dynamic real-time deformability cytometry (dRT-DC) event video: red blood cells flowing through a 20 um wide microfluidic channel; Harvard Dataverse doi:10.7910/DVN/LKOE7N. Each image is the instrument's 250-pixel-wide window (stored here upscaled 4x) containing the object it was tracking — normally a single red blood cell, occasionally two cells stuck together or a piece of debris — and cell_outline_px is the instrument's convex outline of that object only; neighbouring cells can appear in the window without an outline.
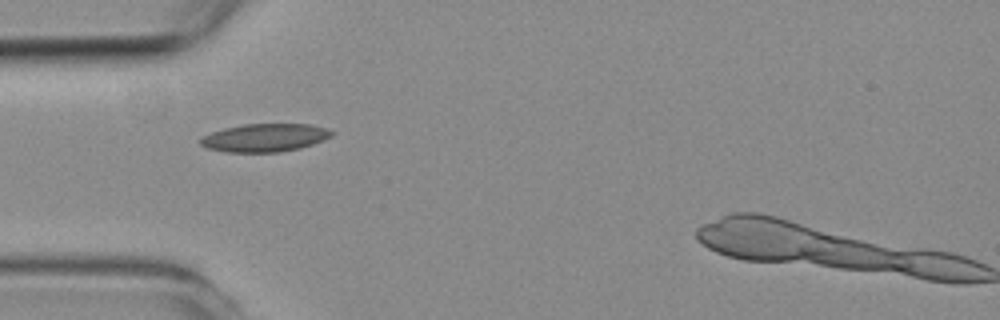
{"species": "common noctule bat (a hibernating species)", "species_latin": "Nyctalus noctula", "temperature_condition": "room temperature", "stored_images_in_passage": 4, "camera_frame_rate_fps": 3000, "um_per_image_px": 0.085, "animal": {"sex": "female", "body_mass_g": 19.3, "forearm_length_mm": 54.1}, "frame": {"image": 1, "passage_image": 1, "time_ms": 0.0, "image_size_px": [1000, 320], "cell_outline_px": [[332, 136], [312, 144], [300, 148], [280, 152], [224, 152], [208, 148], [200, 144], [200, 140], [204, 136], [212, 132], [224, 128], [244, 124], [308, 124], [324, 128], [332, 132]], "centroid_in_image_um": [22.48, 11.71], "position_along_channel_um": 62.5, "area_um2": 21.21}}
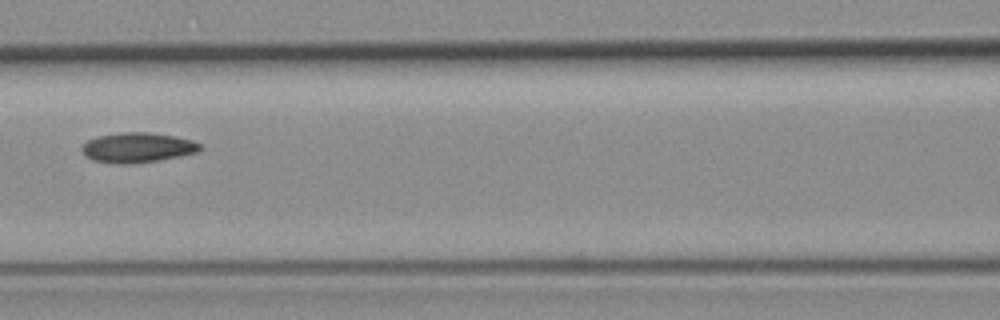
{"frame": {"image": 2, "passage_image": 3, "time_ms": 2.333, "image_size_px": [1000, 320], "cell_outline_px": [[204, 148], [196, 152], [156, 160], [132, 164], [116, 164], [92, 160], [84, 156], [80, 148], [88, 140], [96, 136], [124, 132], [148, 132], [172, 136], [192, 140], [200, 144]], "centroid_in_image_um": [11.63, 12.54], "position_along_channel_um": 155.0, "area_um2": 20.52}}
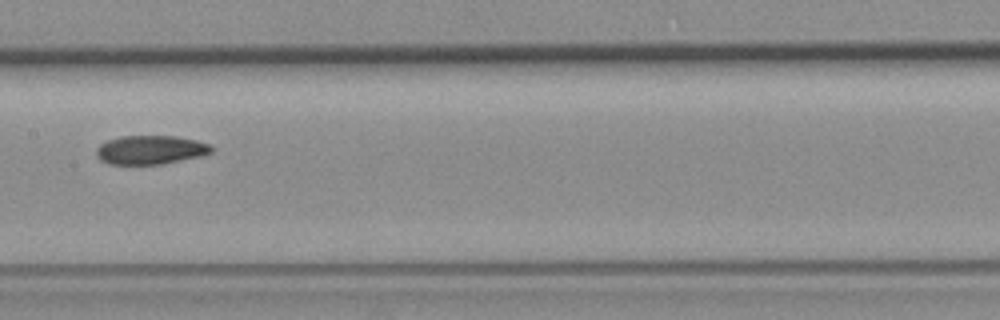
{"frame": {"image": 3, "passage_image": 4, "time_ms": 3.333, "image_size_px": [1000, 320], "cell_outline_px": [[216, 148], [212, 152], [200, 156], [164, 164], [108, 164], [100, 160], [96, 156], [96, 148], [100, 144], [108, 140], [120, 136], [176, 136], [196, 140], [208, 144]], "centroid_in_image_um": [12.79, 12.74], "position_along_channel_um": 194.6, "area_um2": 19.48}}